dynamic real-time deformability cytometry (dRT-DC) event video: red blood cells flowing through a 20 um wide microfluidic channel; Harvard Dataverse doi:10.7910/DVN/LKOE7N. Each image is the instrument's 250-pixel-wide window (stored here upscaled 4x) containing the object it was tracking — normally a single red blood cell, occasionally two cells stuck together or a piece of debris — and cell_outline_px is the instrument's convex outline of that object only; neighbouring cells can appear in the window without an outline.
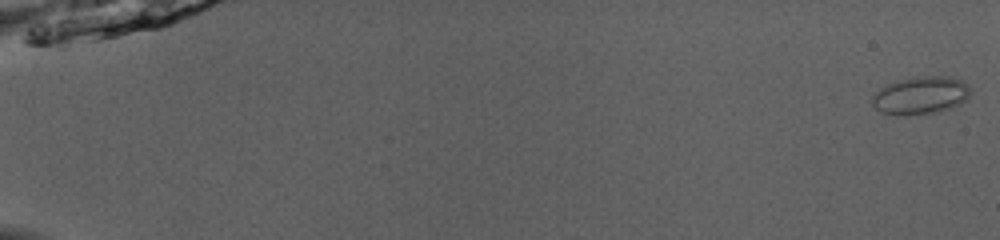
{"species": "common noctule bat (a hibernating species)", "species_latin": "Nyctalus noctula", "temperature_condition": "room temperature", "stored_images_in_passage": 52, "camera_frame_rate_fps": 3000, "um_per_image_px": 0.085, "animal": {"sex": "male", "body_mass_g": 13.0, "forearm_length_mm": 53.1}, "frame": {"image": 1, "passage_image": 1, "time_ms": 0.0, "image_size_px": [1000, 240], "cell_outline_px": [[972, 92], [960, 104], [952, 108], [936, 112], [908, 116], [900, 116], [880, 112], [872, 104], [872, 96], [880, 88], [896, 80], [916, 76], [948, 76], [960, 80], [968, 84]], "centroid_in_image_um": [78.25, 8.11], "position_along_channel_um": 6.8, "area_um2": 21.91}}
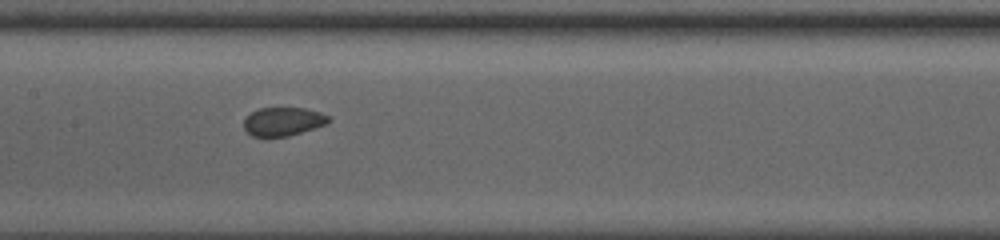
{"frame": {"image": 2, "passage_image": 28, "time_ms": 9.0, "image_size_px": [1000, 240], "cell_outline_px": [[332, 120], [328, 124], [288, 136], [252, 136], [244, 128], [244, 120], [252, 112], [260, 108], [304, 108], [320, 112], [328, 116]], "centroid_in_image_um": [24.1, 10.32], "position_along_channel_um": 183.3, "area_um2": 13.99}}
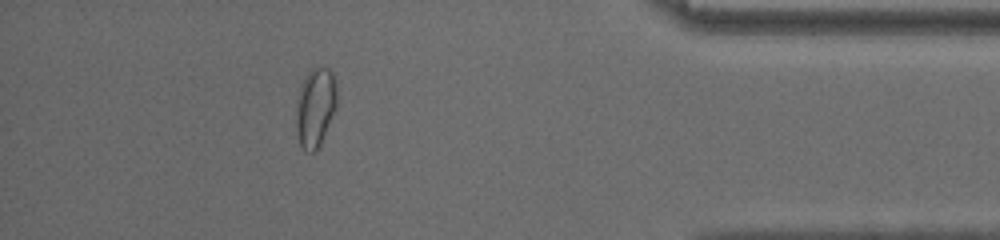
{"frame": {"image": 3, "passage_image": 47, "time_ms": 15.333, "image_size_px": [1000, 240], "cell_outline_px": [[336, 108], [320, 144], [316, 152], [304, 152], [300, 148], [296, 132], [296, 100], [300, 84], [304, 76], [312, 68], [328, 68], [332, 72], [336, 84]], "centroid_in_image_um": [26.77, 9.15], "position_along_channel_um": 408.4, "area_um2": 19.13}, "authors_computed_cell_mechanics": {"area_um2": 16.3285, "velocity_mm_per_s": 4.0545, "shape_relaxation_time_tau1_ms": null, "shape_relaxation_time_tau2_ms": 1.2911, "deformation_change_tau1": null, "deformation_change_tau2": 0.0501}}